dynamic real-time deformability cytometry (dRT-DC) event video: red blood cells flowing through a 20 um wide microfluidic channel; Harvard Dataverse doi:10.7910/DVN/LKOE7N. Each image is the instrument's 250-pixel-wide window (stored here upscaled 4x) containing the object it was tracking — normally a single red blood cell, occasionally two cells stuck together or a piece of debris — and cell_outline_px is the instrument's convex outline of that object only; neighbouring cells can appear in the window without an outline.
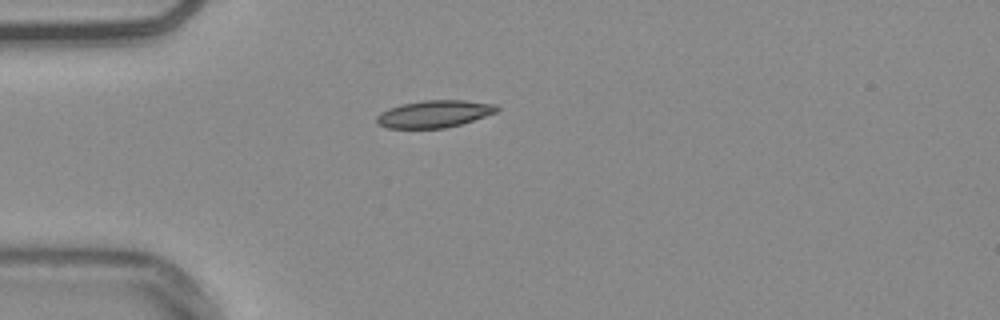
{"species": "common noctule bat (a hibernating species)", "species_latin": "Nyctalus noctula", "temperature_condition": "warm", "stored_images_in_passage": 40, "camera_frame_rate_fps": 3000, "um_per_image_px": 0.085, "animal": {"sex": "male", "body_mass_g": 20.4}, "frame": {"image": 1, "passage_image": 1, "time_ms": 0.0, "image_size_px": [1000, 320], "cell_outline_px": [[500, 108], [496, 112], [460, 124], [444, 128], [388, 128], [376, 124], [376, 116], [380, 112], [388, 108], [404, 104], [424, 100], [464, 100], [496, 104]], "centroid_in_image_um": [36.88, 9.68], "position_along_channel_um": 48.1, "area_um2": 18.96}}
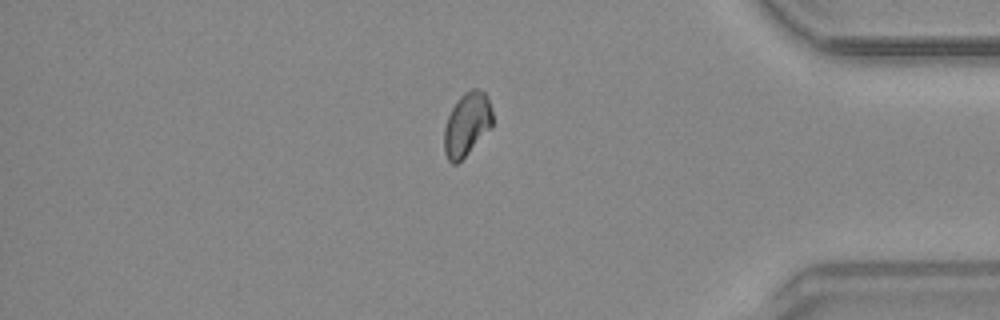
{"frame": {"image": 2, "passage_image": 32, "time_ms": 10.333, "image_size_px": [1000, 320], "cell_outline_px": [[492, 128], [456, 164], [452, 164], [448, 160], [444, 152], [444, 128], [448, 116], [456, 100], [464, 92], [472, 88], [476, 88], [484, 92], [492, 108]], "centroid_in_image_um": [39.68, 10.55], "position_along_channel_um": 395.5, "area_um2": 17.86}}
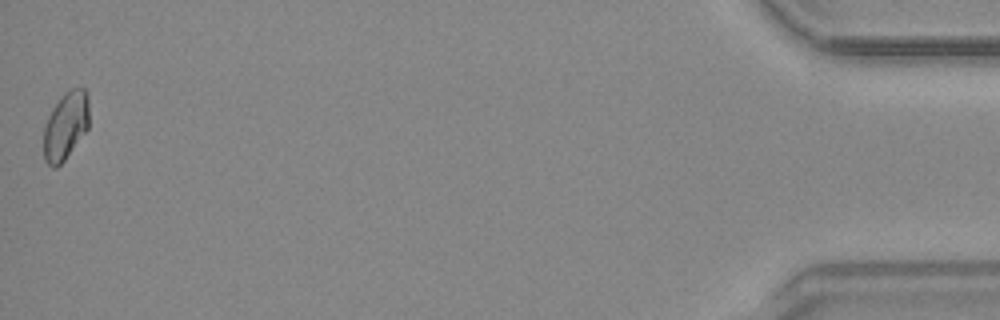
{"frame": {"image": 3, "passage_image": 40, "time_ms": 13.0, "image_size_px": [1000, 320], "cell_outline_px": [[88, 128], [64, 160], [56, 168], [52, 168], [44, 160], [44, 124], [52, 108], [60, 96], [68, 88], [84, 88], [88, 96]], "centroid_in_image_um": [5.56, 10.66], "position_along_channel_um": 429.6, "area_um2": 18.03}, "authors_computed_cell_mechanics": {"area_um2": 18.0336, "velocity_mm_per_s": 3.7716, "shape_relaxation_time_tau1_ms": 5.2223, "shape_relaxation_time_tau2_ms": 10.7702, "deformation_change_tau1": 0.1076, "deformation_change_tau2": 0.1443}}